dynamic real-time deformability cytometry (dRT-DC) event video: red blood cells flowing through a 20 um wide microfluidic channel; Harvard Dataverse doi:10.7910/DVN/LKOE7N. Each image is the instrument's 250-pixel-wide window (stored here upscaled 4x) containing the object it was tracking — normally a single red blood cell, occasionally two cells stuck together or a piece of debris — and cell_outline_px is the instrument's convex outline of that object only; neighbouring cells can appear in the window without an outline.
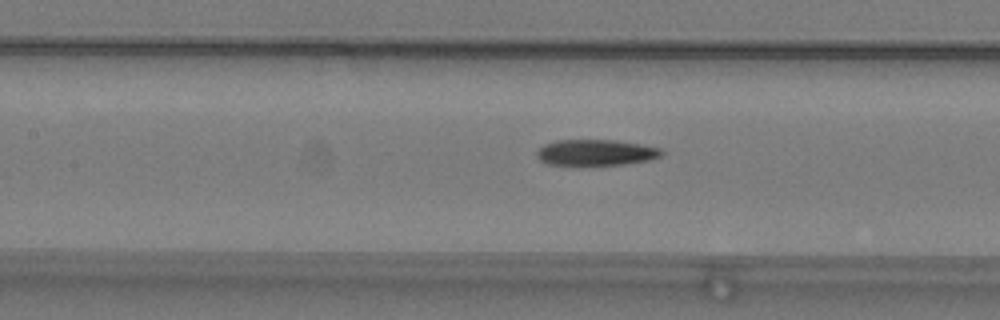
{"species": "common noctule bat (a hibernating species)", "species_latin": "Nyctalus noctula", "temperature_condition": "warm", "stored_images_in_passage": 41, "camera_frame_rate_fps": 3000, "um_per_image_px": 0.085, "animal": {"sex": "male", "body_mass_g": 19.2, "forearm_length_mm": 51.8}, "frame": {"image": 1, "passage_image": 12, "time_ms": 3.667, "image_size_px": [1000, 320], "cell_outline_px": [[664, 152], [660, 156], [648, 160], [624, 164], [544, 164], [536, 156], [536, 152], [544, 144], [556, 140], [616, 140], [640, 144], [660, 148]], "centroid_in_image_um": [50.62, 12.95], "position_along_channel_um": 156.8, "area_um2": 18.67}}
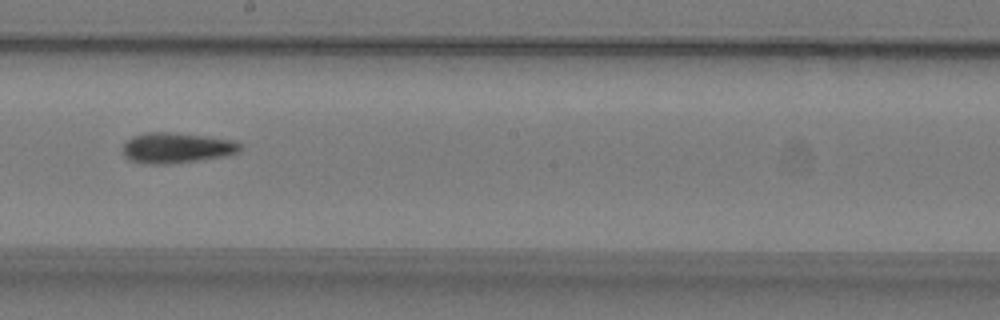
{"frame": {"image": 2, "passage_image": 18, "time_ms": 5.667, "image_size_px": [1000, 320], "cell_outline_px": [[240, 152], [224, 156], [168, 164], [152, 164], [128, 160], [124, 156], [124, 144], [132, 136], [148, 132], [168, 132], [232, 140], [240, 144]], "centroid_in_image_um": [14.97, 12.57], "position_along_channel_um": 233.2, "area_um2": 20.4}}
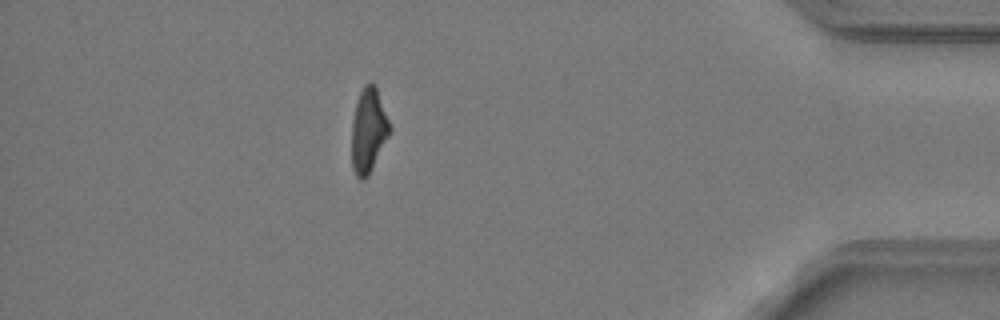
{"frame": {"image": 3, "passage_image": 35, "time_ms": 11.333, "image_size_px": [1000, 320], "cell_outline_px": [[392, 128], [368, 176], [364, 180], [360, 180], [356, 176], [352, 168], [352, 120], [356, 100], [364, 84], [368, 80], [372, 80], [376, 84]], "centroid_in_image_um": [31.32, 11.02], "position_along_channel_um": 403.9, "area_um2": 19.02}, "authors_computed_cell_mechanics": {"area_um2": 19.7098, "velocity_mm_per_s": 3.8337, "shape_relaxation_time_tau1_ms": 7.4594, "shape_relaxation_time_tau2_ms": 10.1576, "deformation_change_tau1": 0.2288, "deformation_change_tau2": 0.2328}}